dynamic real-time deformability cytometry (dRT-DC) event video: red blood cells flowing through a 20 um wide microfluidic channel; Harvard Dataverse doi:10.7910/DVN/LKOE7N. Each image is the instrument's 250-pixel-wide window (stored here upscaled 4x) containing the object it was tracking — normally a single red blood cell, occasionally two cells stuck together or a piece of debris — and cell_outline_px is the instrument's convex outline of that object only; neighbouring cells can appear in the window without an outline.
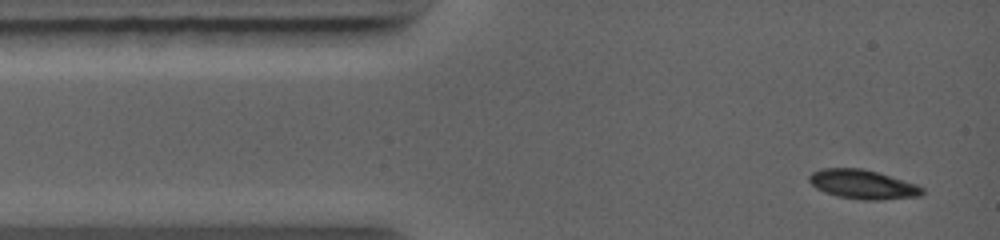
{"species": "common noctule bat (a hibernating species)", "species_latin": "Nyctalus noctula", "temperature_condition": "warm", "stored_images_in_passage": 28, "camera_frame_rate_fps": 5000, "um_per_image_px": 0.085, "animal": {"sex": "female", "body_mass_g": 19.0, "forearm_length_mm": 56.7}, "frame": {"image": 1, "passage_image": 1, "time_ms": 0.0, "image_size_px": [1000, 240], "cell_outline_px": [[924, 192], [920, 196], [880, 200], [864, 200], [836, 196], [824, 192], [816, 188], [808, 180], [808, 176], [812, 172], [820, 168], [860, 168], [876, 172], [916, 184], [924, 188]], "centroid_in_image_um": [73.31, 15.67], "position_along_channel_um": 11.7, "area_um2": 19.19}}
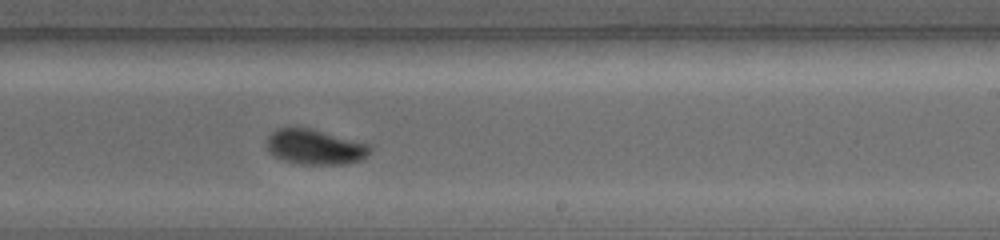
{"frame": {"image": 2, "passage_image": 17, "time_ms": 6.4, "image_size_px": [1000, 240], "cell_outline_px": [[372, 152], [368, 156], [360, 160], [348, 164], [300, 164], [284, 160], [268, 152], [268, 136], [276, 128], [312, 128], [372, 144]], "centroid_in_image_um": [26.86, 12.49], "position_along_channel_um": 262.1, "area_um2": 21.39}}
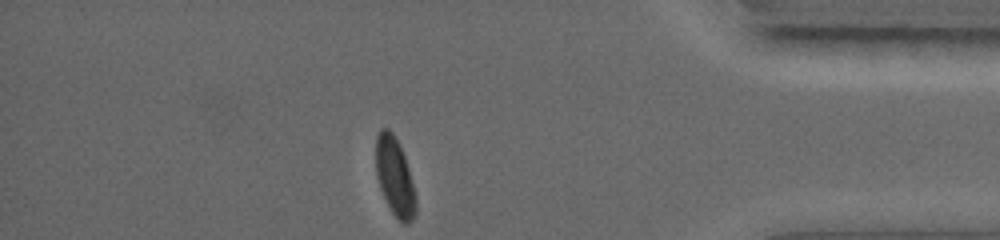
{"frame": {"image": 3, "passage_image": 28, "time_ms": 10.0, "image_size_px": [1000, 240], "cell_outline_px": [[416, 212], [412, 220], [408, 224], [404, 224], [392, 212], [380, 188], [376, 176], [376, 136], [380, 128], [388, 128], [392, 132], [400, 144], [416, 192]], "centroid_in_image_um": [33.56, 15.01], "position_along_channel_um": 401.6, "area_um2": 18.26}}